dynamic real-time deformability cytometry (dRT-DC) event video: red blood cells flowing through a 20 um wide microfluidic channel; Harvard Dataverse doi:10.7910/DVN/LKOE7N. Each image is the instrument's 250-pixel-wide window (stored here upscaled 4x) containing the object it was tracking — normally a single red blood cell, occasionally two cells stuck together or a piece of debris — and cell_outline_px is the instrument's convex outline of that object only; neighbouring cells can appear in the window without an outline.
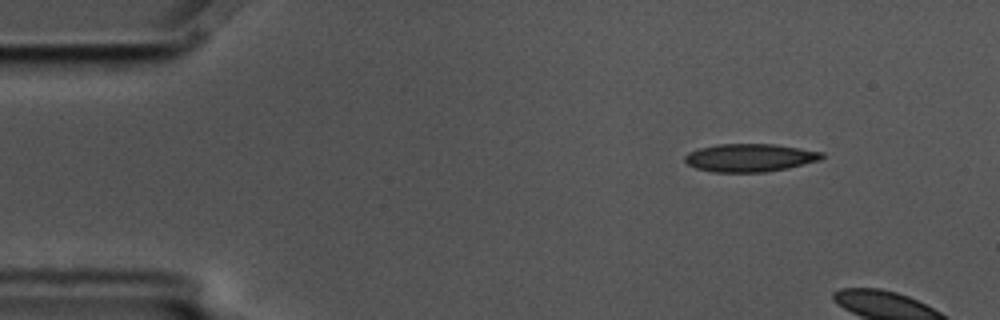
{"species": "common noctule bat (a hibernating species)", "species_latin": "Nyctalus noctula", "temperature_condition": "cold", "stored_images_in_passage": 3, "camera_frame_rate_fps": 3000, "um_per_image_px": 0.085, "animal": {"sex": "male", "body_mass_g": 17.5, "forearm_length_mm": 52.3}, "frame": {"image": 1, "passage_image": 1, "time_ms": 0.0, "image_size_px": [1000, 320], "cell_outline_px": [[824, 156], [820, 160], [788, 168], [764, 172], [712, 172], [696, 168], [688, 164], [684, 160], [684, 156], [688, 152], [700, 148], [716, 144], [776, 144], [824, 152]], "centroid_in_image_um": [63.74, 13.4], "position_along_channel_um": 21.3, "area_um2": 22.43}}